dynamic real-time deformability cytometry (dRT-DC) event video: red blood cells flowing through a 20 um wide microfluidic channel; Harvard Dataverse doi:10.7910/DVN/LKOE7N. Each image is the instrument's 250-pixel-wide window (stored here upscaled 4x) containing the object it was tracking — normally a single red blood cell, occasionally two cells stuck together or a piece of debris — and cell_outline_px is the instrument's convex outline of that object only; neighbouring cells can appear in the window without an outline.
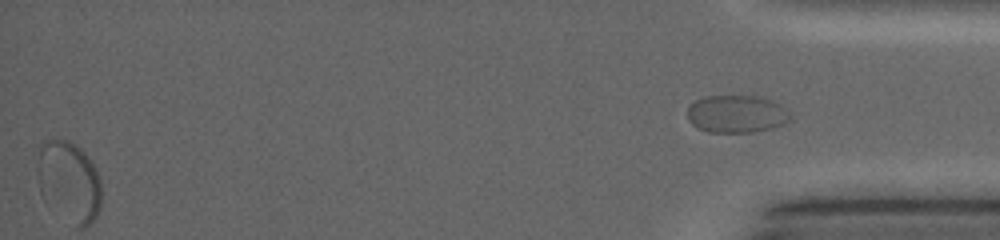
{"species": "common noctule bat (a hibernating species)", "species_latin": "Nyctalus noctula", "temperature_condition": "warm", "stored_images_in_passage": 47, "segment_of_instrument_passage": [2, 2], "camera_frame_rate_fps": 5000, "um_per_image_px": 0.085, "animal": {"sex": "female", "body_mass_g": 19.0, "forearm_length_mm": 53.3}, "frame": {"image": 1, "passage_image": 47, "time_ms": 13.0, "image_size_px": [1000, 240], "cell_outline_px": [[792, 120], [784, 124], [772, 128], [752, 132], [708, 132], [696, 128], [688, 120], [688, 108], [696, 100], [704, 96], [764, 96], [780, 104], [792, 112]], "centroid_in_image_um": [62.67, 9.68], "position_along_channel_um": 372.5, "area_um2": 22.95}}